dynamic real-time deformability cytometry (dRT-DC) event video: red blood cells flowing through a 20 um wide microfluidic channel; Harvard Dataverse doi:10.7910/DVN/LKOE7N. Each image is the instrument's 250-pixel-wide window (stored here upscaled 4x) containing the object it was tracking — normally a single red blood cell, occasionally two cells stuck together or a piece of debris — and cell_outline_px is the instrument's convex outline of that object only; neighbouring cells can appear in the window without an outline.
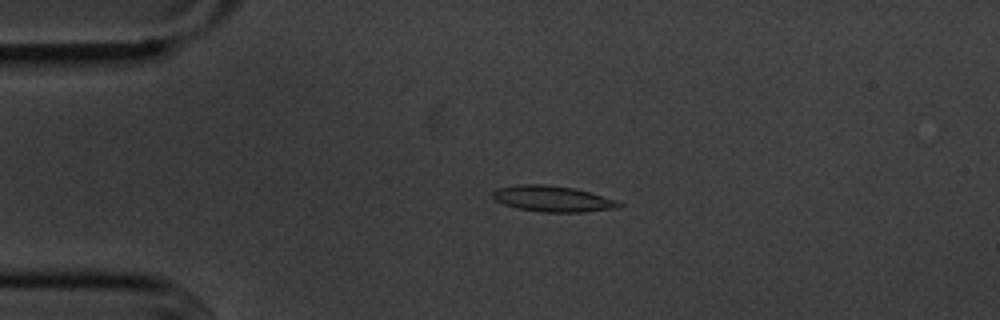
{"species": "common noctule bat (a hibernating species)", "species_latin": "Nyctalus noctula", "temperature_condition": "cold", "stored_images_in_passage": 51, "camera_frame_rate_fps": 3000, "um_per_image_px": 0.085, "animal": {"sex": "male", "body_mass_g": 20.1, "forearm_length_mm": 53.5}, "frame": {"image": 1, "passage_image": 8, "time_ms": 2.333, "image_size_px": [1000, 320], "cell_outline_px": [[624, 204], [620, 208], [584, 212], [544, 212], [516, 208], [504, 204], [496, 200], [492, 196], [492, 192], [496, 188], [520, 184], [544, 184], [576, 188], [616, 200]], "centroid_in_image_um": [46.99, 16.89], "position_along_channel_um": 38.0, "area_um2": 19.19}}
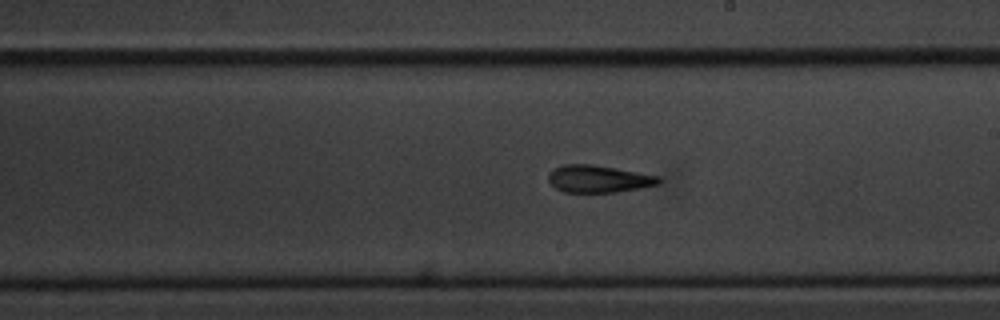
{"frame": {"image": 2, "passage_image": 27, "time_ms": 8.667, "image_size_px": [1000, 320], "cell_outline_px": [[664, 180], [660, 184], [640, 188], [616, 192], [564, 192], [556, 188], [548, 180], [548, 172], [564, 164], [592, 164], [660, 176]], "centroid_in_image_um": [50.91, 15.2], "position_along_channel_um": 238.1, "area_um2": 17.57}}
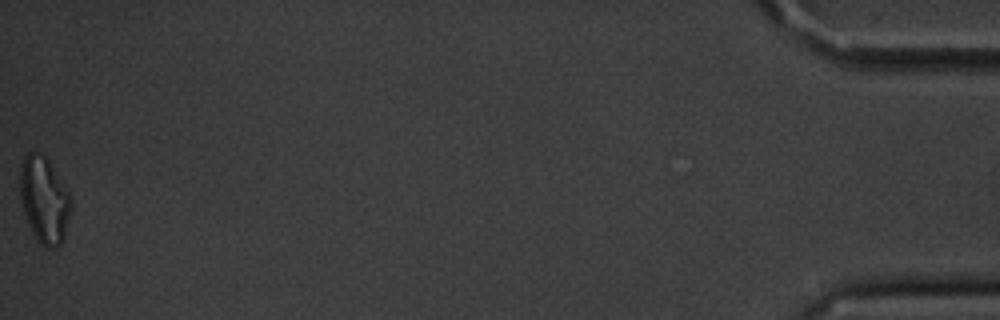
{"frame": {"image": 3, "passage_image": 51, "time_ms": 16.667, "image_size_px": [1000, 320], "cell_outline_px": [[72, 208], [64, 240], [56, 248], [44, 248], [36, 240], [24, 216], [20, 196], [20, 164], [24, 156], [28, 152], [36, 152], [44, 156], [48, 160], [68, 192], [72, 200]], "centroid_in_image_um": [3.76, 17.04], "position_along_channel_um": 431.4, "area_um2": 25.95}, "authors_computed_cell_mechanics": {"area_um2": 18.2648, "velocity_mm_per_s": 3.6262, "shape_relaxation_time_tau1_ms": 4.5565, "shape_relaxation_time_tau2_ms": 3.3709, "deformation_change_tau1": 0.1261, "deformation_change_tau2": 0.1079}}